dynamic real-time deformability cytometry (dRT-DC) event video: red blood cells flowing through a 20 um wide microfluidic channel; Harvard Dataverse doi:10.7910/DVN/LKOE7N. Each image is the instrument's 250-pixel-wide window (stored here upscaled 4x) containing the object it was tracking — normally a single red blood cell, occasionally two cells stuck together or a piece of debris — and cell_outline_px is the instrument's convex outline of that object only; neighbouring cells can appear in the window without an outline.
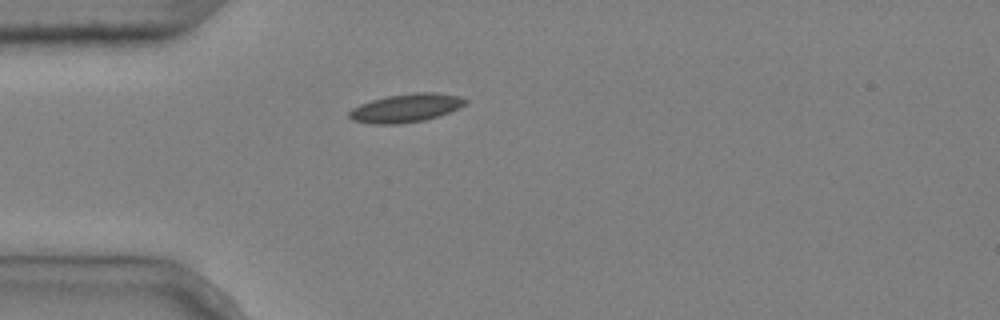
{"species": "common noctule bat (a hibernating species)", "species_latin": "Nyctalus noctula", "temperature_condition": "cold", "stored_images_in_passage": 1, "camera_frame_rate_fps": 3000, "um_per_image_px": 0.085, "animal": {"sex": "male", "body_mass_g": 20.4}, "frame": {"image": 1, "passage_image": 1, "time_ms": 0.0, "image_size_px": [1000, 320], "cell_outline_px": [[468, 104], [460, 108], [440, 116], [424, 120], [400, 124], [372, 124], [352, 120], [348, 116], [348, 112], [352, 108], [360, 104], [372, 100], [388, 96], [416, 92], [436, 92], [460, 96], [468, 100]], "centroid_in_image_um": [34.55, 9.18], "position_along_channel_um": 50.5, "area_um2": 19.48}}